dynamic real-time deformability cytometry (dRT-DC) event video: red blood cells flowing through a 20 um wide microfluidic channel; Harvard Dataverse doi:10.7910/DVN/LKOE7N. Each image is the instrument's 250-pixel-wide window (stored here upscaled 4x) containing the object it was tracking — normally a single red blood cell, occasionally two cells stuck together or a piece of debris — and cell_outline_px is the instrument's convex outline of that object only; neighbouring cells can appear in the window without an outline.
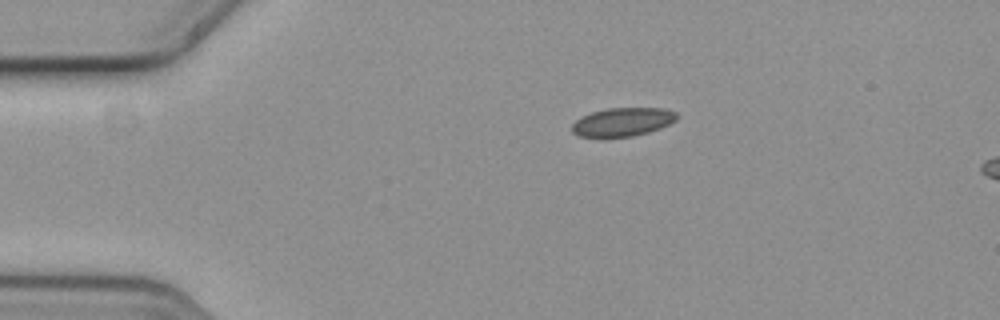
{"species": "common noctule bat (a hibernating species)", "species_latin": "Nyctalus noctula", "temperature_condition": "cold", "stored_images_in_passage": 7, "camera_frame_rate_fps": 3000, "um_per_image_px": 0.085, "animal": {"sex": "female", "body_mass_g": 19.3, "forearm_length_mm": 54.1}, "frame": {"image": 1, "passage_image": 1, "time_ms": 0.0, "image_size_px": [1000, 320], "cell_outline_px": [[676, 120], [660, 128], [648, 132], [632, 136], [604, 140], [600, 140], [580, 136], [572, 132], [572, 124], [580, 116], [592, 112], [608, 108], [664, 108], [676, 112]], "centroid_in_image_um": [52.85, 10.41], "position_along_channel_um": 32.2, "area_um2": 17.98}}